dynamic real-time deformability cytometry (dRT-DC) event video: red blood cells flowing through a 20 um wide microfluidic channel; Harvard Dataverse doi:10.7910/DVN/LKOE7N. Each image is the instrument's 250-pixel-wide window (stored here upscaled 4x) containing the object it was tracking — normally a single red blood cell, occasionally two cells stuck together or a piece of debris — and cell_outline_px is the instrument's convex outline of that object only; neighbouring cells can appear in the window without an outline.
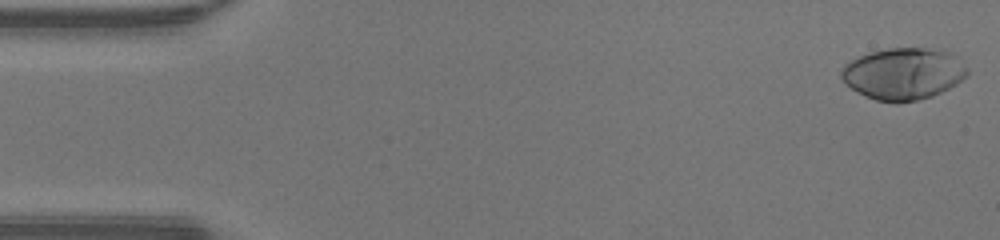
{"species": "human", "species_latin": "Homo sapiens", "temperature_condition": "warm", "stored_images_in_passage": 47, "camera_frame_rate_fps": 3000, "um_per_image_px": 0.085, "donor": {"sex": "male"}, "frame": {"image": 1, "passage_image": 1, "time_ms": 0.0, "image_size_px": [1000, 240], "cell_outline_px": [[968, 72], [956, 84], [932, 96], [916, 100], [896, 104], [876, 100], [856, 92], [840, 76], [840, 72], [844, 64], [860, 56], [872, 52], [888, 48], [944, 48], [968, 68]], "centroid_in_image_um": [76.78, 6.26], "position_along_channel_um": 8.2, "area_um2": 37.92}}
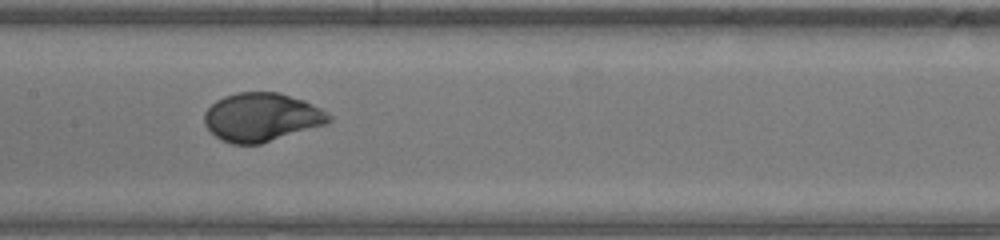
{"frame": {"image": 2, "passage_image": 23, "time_ms": 7.333, "image_size_px": [1000, 240], "cell_outline_px": [[332, 120], [324, 124], [260, 144], [232, 144], [220, 140], [204, 124], [204, 112], [216, 100], [224, 96], [236, 92], [280, 92], [304, 100], [320, 108], [332, 116]], "centroid_in_image_um": [22.21, 9.95], "position_along_channel_um": 185.2, "area_um2": 35.08}}
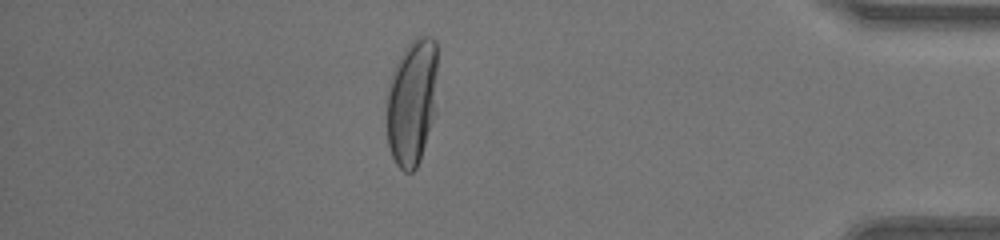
{"frame": {"image": 3, "passage_image": 41, "time_ms": 13.333, "image_size_px": [1000, 240], "cell_outline_px": [[436, 112], [420, 160], [416, 168], [412, 172], [404, 172], [396, 164], [392, 156], [388, 144], [388, 84], [392, 68], [404, 48], [416, 36], [432, 36], [436, 40]], "centroid_in_image_um": [35.03, 8.64], "position_along_channel_um": 400.2, "area_um2": 37.86}, "authors_computed_cell_mechanics": {"area_um2": 35.7782, "velocity_mm_per_s": 4.3258, "shape_relaxation_time_tau1_ms": 2.7465, "shape_relaxation_time_tau2_ms": null, "deformation_change_tau1": 0.2179, "deformation_change_tau2": null}}